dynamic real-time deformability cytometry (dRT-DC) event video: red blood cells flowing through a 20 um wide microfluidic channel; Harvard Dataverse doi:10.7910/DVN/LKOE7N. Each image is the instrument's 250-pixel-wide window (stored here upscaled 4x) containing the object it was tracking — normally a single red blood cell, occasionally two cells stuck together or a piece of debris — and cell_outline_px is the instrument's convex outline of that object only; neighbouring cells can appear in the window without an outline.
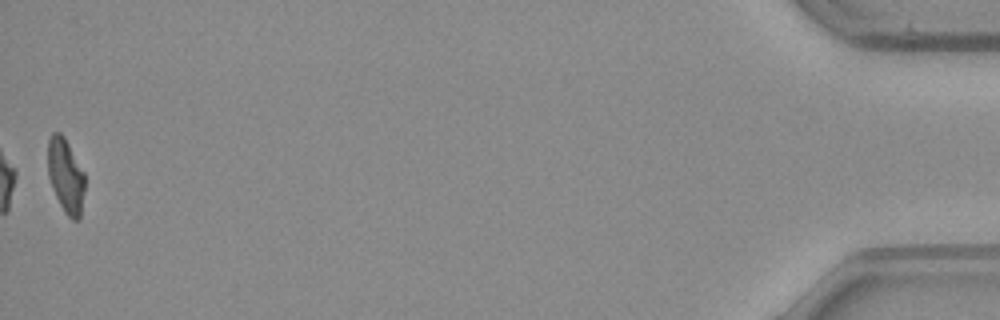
{"species": "common noctule bat (a hibernating species)", "species_latin": "Nyctalus noctula", "temperature_condition": "warm", "stored_images_in_passage": 38, "camera_frame_rate_fps": 3000, "um_per_image_px": 0.085, "animal": {"sex": "male", "body_mass_g": 23.1, "forearm_length_mm": 52.7}, "frame": {"image": 1, "passage_image": 38, "time_ms": 12.333, "image_size_px": [1000, 320], "cell_outline_px": [[84, 188], [80, 220], [72, 220], [64, 212], [52, 188], [48, 176], [48, 140], [52, 132], [60, 132], [64, 136], [84, 172]], "centroid_in_image_um": [5.58, 14.93], "position_along_channel_um": 429.6, "area_um2": 16.01}}